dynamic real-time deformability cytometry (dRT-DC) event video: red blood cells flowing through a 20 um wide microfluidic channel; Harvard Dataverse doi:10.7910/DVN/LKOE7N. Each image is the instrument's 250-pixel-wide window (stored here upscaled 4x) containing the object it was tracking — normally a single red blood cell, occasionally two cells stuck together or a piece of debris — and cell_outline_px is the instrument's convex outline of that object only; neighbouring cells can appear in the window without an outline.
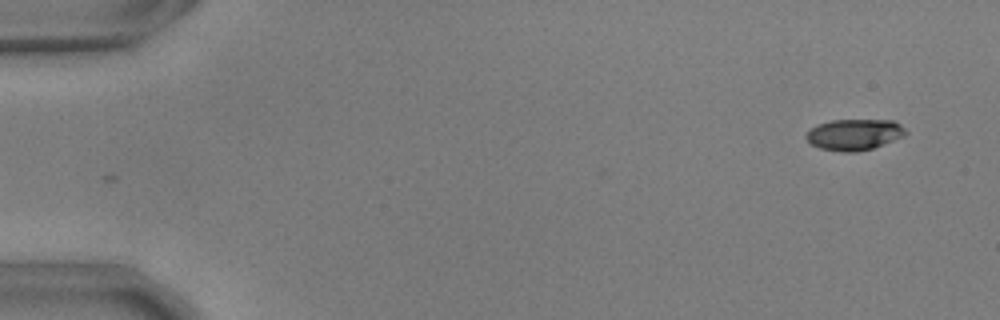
{"species": "common noctule bat (a hibernating species)", "species_latin": "Nyctalus noctula", "temperature_condition": "warm", "stored_images_in_passage": 41, "camera_frame_rate_fps": 3000, "um_per_image_px": 0.085, "animal": {"sex": "male", "body_mass_g": 17.9, "forearm_length_mm": 54.2}, "frame": {"image": 1, "passage_image": 1, "time_ms": 0.0, "image_size_px": [1000, 320], "cell_outline_px": [[908, 132], [904, 136], [872, 148], [856, 152], [844, 152], [820, 148], [812, 144], [804, 136], [816, 124], [832, 120], [892, 120], [900, 124]], "centroid_in_image_um": [72.61, 11.43], "position_along_channel_um": 12.4, "area_um2": 17.92}}
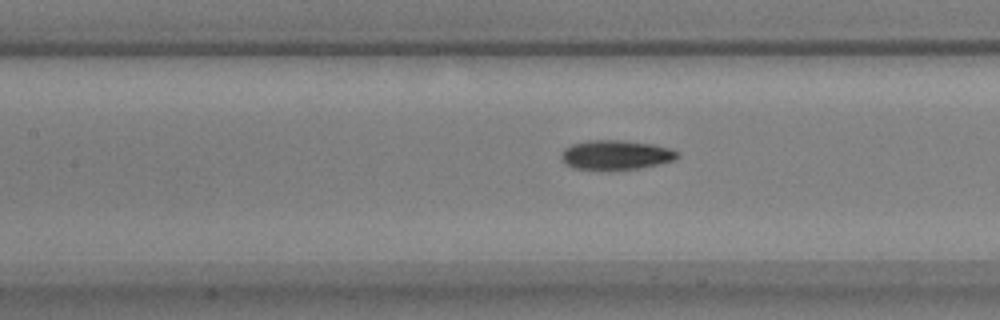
{"frame": {"image": 2, "passage_image": 23, "time_ms": 7.333, "image_size_px": [1000, 320], "cell_outline_px": [[680, 156], [676, 160], [640, 168], [608, 172], [600, 172], [572, 168], [564, 164], [560, 160], [560, 156], [564, 148], [572, 144], [588, 140], [620, 140], [652, 144], [672, 148], [680, 152]], "centroid_in_image_um": [52.32, 13.21], "position_along_channel_um": 155.1, "area_um2": 20.92}}
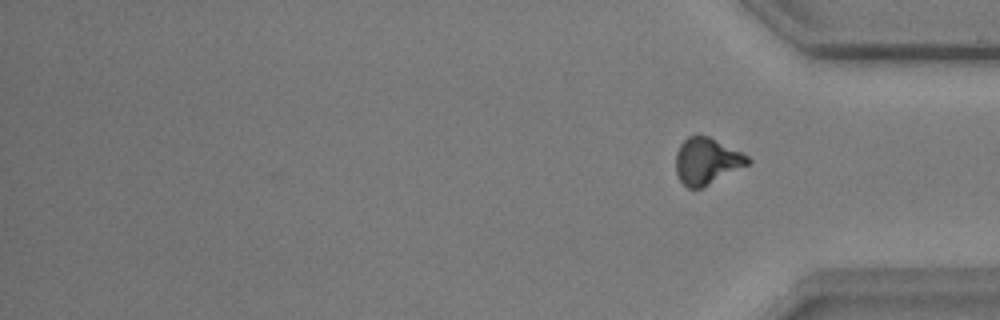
{"frame": {"image": 3, "passage_image": 41, "time_ms": 13.333, "image_size_px": [1000, 320], "cell_outline_px": [[752, 160], [748, 164], [700, 188], [688, 188], [680, 180], [676, 172], [676, 152], [680, 144], [688, 136], [696, 132], [708, 136], [748, 156]], "centroid_in_image_um": [60.03, 13.65], "position_along_channel_um": 375.2, "area_um2": 19.25}, "authors_computed_cell_mechanics": {"area_um2": 19.363, "velocity_mm_per_s": 3.7041, "shape_relaxation_time_tau1_ms": 3.9202, "shape_relaxation_time_tau2_ms": 3.434, "deformation_change_tau1": 0.1343, "deformation_change_tau2": 0.0853}}